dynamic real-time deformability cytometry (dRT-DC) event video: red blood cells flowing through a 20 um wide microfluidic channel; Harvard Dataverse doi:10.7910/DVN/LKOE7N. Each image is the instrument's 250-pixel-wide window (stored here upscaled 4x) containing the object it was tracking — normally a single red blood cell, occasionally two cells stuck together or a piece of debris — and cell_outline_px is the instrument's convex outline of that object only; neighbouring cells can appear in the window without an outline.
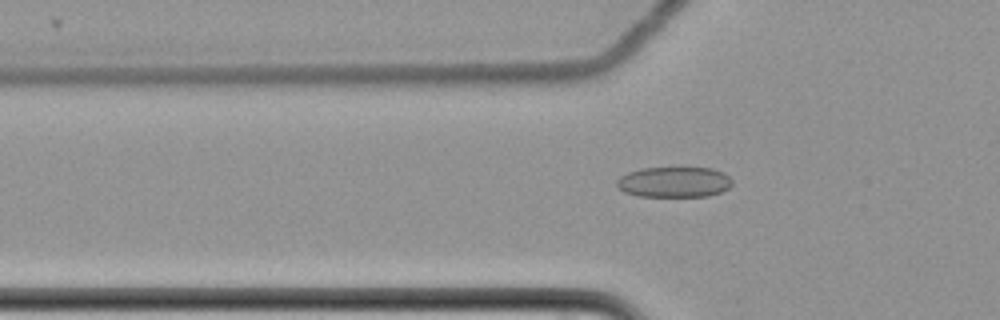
{"species": "common noctule bat (a hibernating species)", "species_latin": "Nyctalus noctula", "temperature_condition": "cold", "stored_images_in_passage": 59, "camera_frame_rate_fps": 3000, "um_per_image_px": 0.085, "animal": {"sex": "female", "body_mass_g": 22.7, "forearm_length_mm": 54.2}, "frame": {"image": 1, "passage_image": 20, "time_ms": 6.333, "image_size_px": [1000, 320], "cell_outline_px": [[732, 184], [728, 188], [720, 192], [708, 196], [640, 196], [624, 192], [616, 184], [616, 180], [620, 176], [628, 172], [640, 168], [712, 168], [724, 172], [732, 180]], "centroid_in_image_um": [57.3, 15.47], "position_along_channel_um": 68.5, "area_um2": 20.52}}
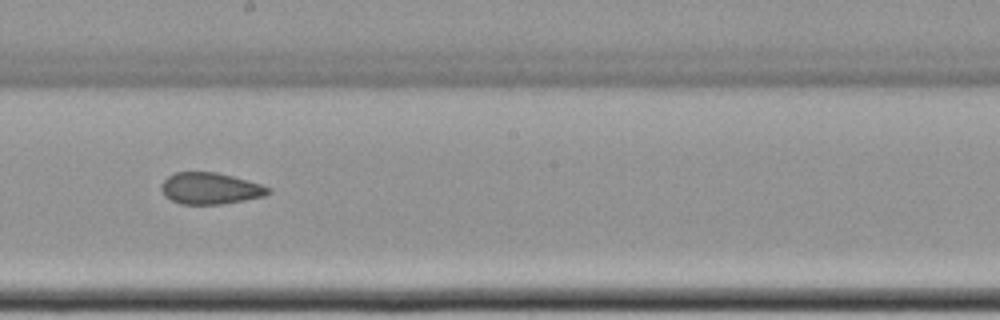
{"frame": {"image": 2, "passage_image": 34, "time_ms": 11.0, "image_size_px": [1000, 320], "cell_outline_px": [[272, 192], [264, 196], [244, 200], [220, 204], [180, 204], [164, 196], [160, 188], [160, 184], [168, 176], [176, 172], [216, 172], [232, 176], [260, 184], [272, 188]], "centroid_in_image_um": [17.85, 16.01], "position_along_channel_um": 230.3, "area_um2": 19.65}}
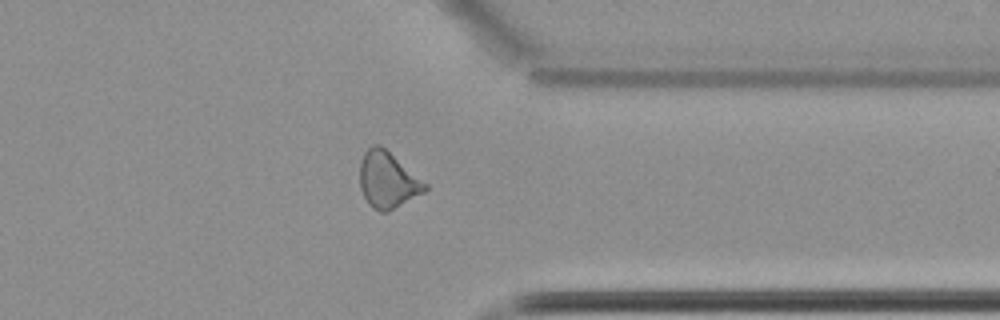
{"frame": {"image": 3, "passage_image": 47, "time_ms": 15.333, "image_size_px": [1000, 320], "cell_outline_px": [[428, 188], [424, 192], [388, 212], [380, 212], [372, 208], [368, 204], [360, 188], [360, 160], [364, 152], [372, 144], [380, 144], [428, 184]], "centroid_in_image_um": [32.94, 15.3], "position_along_channel_um": 378.5, "area_um2": 21.44}, "authors_computed_cell_mechanics": {"area_um2": 20.6924, "velocity_mm_per_s": 3.5085, "shape_relaxation_time_tau1_ms": null, "shape_relaxation_time_tau2_ms": 2.4874, "deformation_change_tau1": null, "deformation_change_tau2": 0.0828}}